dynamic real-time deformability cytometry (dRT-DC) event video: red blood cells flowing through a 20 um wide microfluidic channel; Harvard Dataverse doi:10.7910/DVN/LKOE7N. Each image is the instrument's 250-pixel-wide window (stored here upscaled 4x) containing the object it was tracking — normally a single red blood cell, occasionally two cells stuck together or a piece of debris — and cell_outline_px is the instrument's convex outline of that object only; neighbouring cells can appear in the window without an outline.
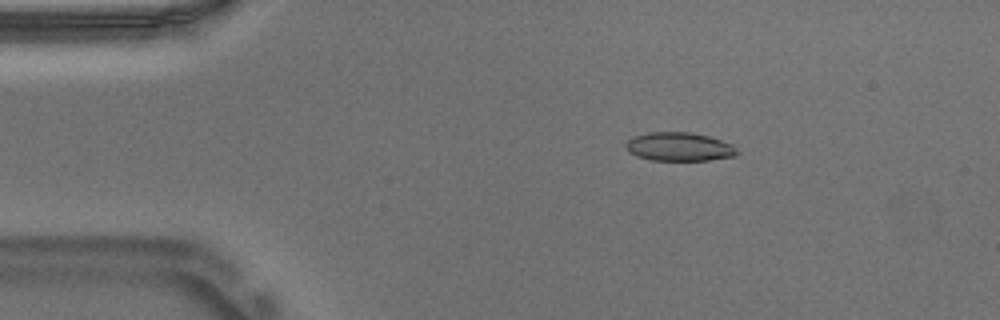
{"species": "Egyptian fruit bat (a non-hibernating species)", "species_latin": "Rousettus aegyptiacus", "temperature_condition": "warm", "stored_images_in_passage": 54, "camera_frame_rate_fps": 3000, "um_per_image_px": 0.085, "animal": {"sex": "male"}, "frame": {"image": 1, "passage_image": 9, "time_ms": 2.667, "image_size_px": [1000, 320], "cell_outline_px": [[740, 152], [736, 156], [708, 160], [652, 160], [636, 156], [628, 152], [624, 148], [624, 144], [632, 136], [648, 132], [692, 132], [708, 136], [732, 144]], "centroid_in_image_um": [57.7, 12.47], "position_along_channel_um": 27.3, "area_um2": 18.79}}
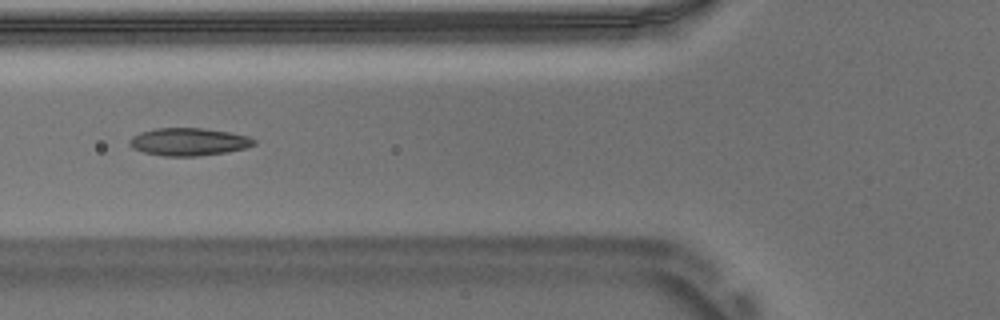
{"frame": {"image": 2, "passage_image": 20, "time_ms": 6.333, "image_size_px": [1000, 320], "cell_outline_px": [[256, 144], [244, 148], [228, 152], [196, 156], [164, 156], [144, 152], [132, 148], [128, 144], [128, 140], [132, 136], [140, 132], [156, 128], [200, 128], [232, 132], [248, 136], [256, 140]], "centroid_in_image_um": [16.03, 12.05], "position_along_channel_um": 109.8, "area_um2": 20.17}}
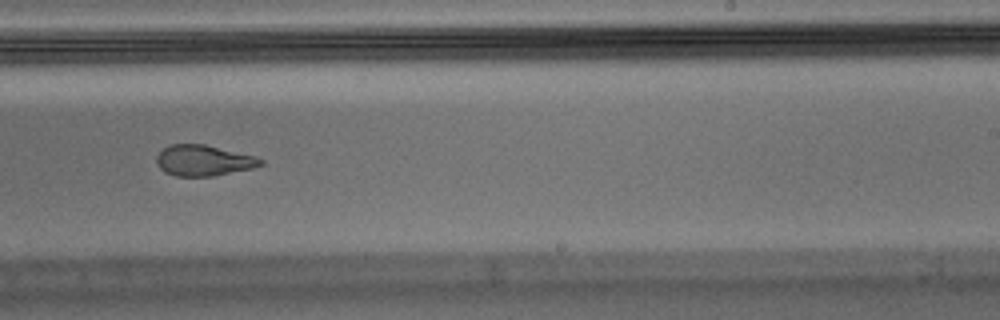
{"frame": {"image": 3, "passage_image": 33, "time_ms": 10.667, "image_size_px": [1000, 320], "cell_outline_px": [[264, 164], [252, 168], [212, 176], [176, 176], [164, 172], [156, 164], [156, 156], [168, 144], [204, 144], [256, 156], [264, 160]], "centroid_in_image_um": [17.29, 13.63], "position_along_channel_um": 271.7, "area_um2": 18.73}, "authors_computed_cell_mechanics": {"area_um2": 19.4786, "velocity_mm_per_s": 3.7321, "shape_relaxation_time_tau1_ms": 11.3872, "shape_relaxation_time_tau2_ms": 1.9433, "deformation_change_tau1": 0.3009, "deformation_change_tau2": 0.0913}}